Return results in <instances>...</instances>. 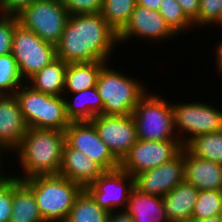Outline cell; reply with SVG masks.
<instances>
[{
  "mask_svg": "<svg viewBox=\"0 0 222 222\" xmlns=\"http://www.w3.org/2000/svg\"><path fill=\"white\" fill-rule=\"evenodd\" d=\"M117 43L118 33L101 13L69 15L56 44L57 57L66 63L109 62Z\"/></svg>",
  "mask_w": 222,
  "mask_h": 222,
  "instance_id": "1",
  "label": "cell"
},
{
  "mask_svg": "<svg viewBox=\"0 0 222 222\" xmlns=\"http://www.w3.org/2000/svg\"><path fill=\"white\" fill-rule=\"evenodd\" d=\"M65 133L58 130L28 128L18 148L20 180L36 176L57 175L62 164Z\"/></svg>",
  "mask_w": 222,
  "mask_h": 222,
  "instance_id": "2",
  "label": "cell"
},
{
  "mask_svg": "<svg viewBox=\"0 0 222 222\" xmlns=\"http://www.w3.org/2000/svg\"><path fill=\"white\" fill-rule=\"evenodd\" d=\"M22 181L32 190L45 222H64L77 196L84 189L59 174L36 176Z\"/></svg>",
  "mask_w": 222,
  "mask_h": 222,
  "instance_id": "3",
  "label": "cell"
},
{
  "mask_svg": "<svg viewBox=\"0 0 222 222\" xmlns=\"http://www.w3.org/2000/svg\"><path fill=\"white\" fill-rule=\"evenodd\" d=\"M28 128L65 131L71 123L63 96L42 93L22 84L14 93Z\"/></svg>",
  "mask_w": 222,
  "mask_h": 222,
  "instance_id": "4",
  "label": "cell"
},
{
  "mask_svg": "<svg viewBox=\"0 0 222 222\" xmlns=\"http://www.w3.org/2000/svg\"><path fill=\"white\" fill-rule=\"evenodd\" d=\"M106 63L97 78L96 88L103 101L102 115H130L140 99L148 92L145 84L135 78L107 67ZM141 83V84H140Z\"/></svg>",
  "mask_w": 222,
  "mask_h": 222,
  "instance_id": "5",
  "label": "cell"
},
{
  "mask_svg": "<svg viewBox=\"0 0 222 222\" xmlns=\"http://www.w3.org/2000/svg\"><path fill=\"white\" fill-rule=\"evenodd\" d=\"M159 95L148 91L134 108L132 116L136 123L137 139L179 140L175 133L171 104Z\"/></svg>",
  "mask_w": 222,
  "mask_h": 222,
  "instance_id": "6",
  "label": "cell"
},
{
  "mask_svg": "<svg viewBox=\"0 0 222 222\" xmlns=\"http://www.w3.org/2000/svg\"><path fill=\"white\" fill-rule=\"evenodd\" d=\"M195 102L171 104L175 133L183 145L198 135L222 130V110L206 102Z\"/></svg>",
  "mask_w": 222,
  "mask_h": 222,
  "instance_id": "7",
  "label": "cell"
},
{
  "mask_svg": "<svg viewBox=\"0 0 222 222\" xmlns=\"http://www.w3.org/2000/svg\"><path fill=\"white\" fill-rule=\"evenodd\" d=\"M17 17L24 28L56 45L64 31L69 13L61 0H35Z\"/></svg>",
  "mask_w": 222,
  "mask_h": 222,
  "instance_id": "8",
  "label": "cell"
},
{
  "mask_svg": "<svg viewBox=\"0 0 222 222\" xmlns=\"http://www.w3.org/2000/svg\"><path fill=\"white\" fill-rule=\"evenodd\" d=\"M11 54L24 82L57 58L56 45L44 41L20 23L14 30Z\"/></svg>",
  "mask_w": 222,
  "mask_h": 222,
  "instance_id": "9",
  "label": "cell"
},
{
  "mask_svg": "<svg viewBox=\"0 0 222 222\" xmlns=\"http://www.w3.org/2000/svg\"><path fill=\"white\" fill-rule=\"evenodd\" d=\"M180 140L144 141L137 139L129 152L119 162V167L134 177L170 161L183 149Z\"/></svg>",
  "mask_w": 222,
  "mask_h": 222,
  "instance_id": "10",
  "label": "cell"
},
{
  "mask_svg": "<svg viewBox=\"0 0 222 222\" xmlns=\"http://www.w3.org/2000/svg\"><path fill=\"white\" fill-rule=\"evenodd\" d=\"M134 187V177L120 167L104 171L92 184L84 189L104 210L111 213L126 210L129 194ZM122 206V208H120ZM125 207V208H124Z\"/></svg>",
  "mask_w": 222,
  "mask_h": 222,
  "instance_id": "11",
  "label": "cell"
},
{
  "mask_svg": "<svg viewBox=\"0 0 222 222\" xmlns=\"http://www.w3.org/2000/svg\"><path fill=\"white\" fill-rule=\"evenodd\" d=\"M91 122L99 137L119 162L137 141L136 123L132 114L118 116L99 114Z\"/></svg>",
  "mask_w": 222,
  "mask_h": 222,
  "instance_id": "12",
  "label": "cell"
},
{
  "mask_svg": "<svg viewBox=\"0 0 222 222\" xmlns=\"http://www.w3.org/2000/svg\"><path fill=\"white\" fill-rule=\"evenodd\" d=\"M65 143L97 162L105 171L119 167V161L111 154L99 137L91 121H71L64 131Z\"/></svg>",
  "mask_w": 222,
  "mask_h": 222,
  "instance_id": "13",
  "label": "cell"
},
{
  "mask_svg": "<svg viewBox=\"0 0 222 222\" xmlns=\"http://www.w3.org/2000/svg\"><path fill=\"white\" fill-rule=\"evenodd\" d=\"M185 181L184 147L173 159L134 176V187L139 191L163 197Z\"/></svg>",
  "mask_w": 222,
  "mask_h": 222,
  "instance_id": "14",
  "label": "cell"
},
{
  "mask_svg": "<svg viewBox=\"0 0 222 222\" xmlns=\"http://www.w3.org/2000/svg\"><path fill=\"white\" fill-rule=\"evenodd\" d=\"M164 41L178 36L158 11L136 5L127 24L118 32V41L127 43L131 38ZM140 37V38H139Z\"/></svg>",
  "mask_w": 222,
  "mask_h": 222,
  "instance_id": "15",
  "label": "cell"
},
{
  "mask_svg": "<svg viewBox=\"0 0 222 222\" xmlns=\"http://www.w3.org/2000/svg\"><path fill=\"white\" fill-rule=\"evenodd\" d=\"M27 130L28 126L16 96L0 95V149L12 154Z\"/></svg>",
  "mask_w": 222,
  "mask_h": 222,
  "instance_id": "16",
  "label": "cell"
},
{
  "mask_svg": "<svg viewBox=\"0 0 222 222\" xmlns=\"http://www.w3.org/2000/svg\"><path fill=\"white\" fill-rule=\"evenodd\" d=\"M105 170L87 155L66 143L63 148L59 175L78 183L83 188L92 184Z\"/></svg>",
  "mask_w": 222,
  "mask_h": 222,
  "instance_id": "17",
  "label": "cell"
},
{
  "mask_svg": "<svg viewBox=\"0 0 222 222\" xmlns=\"http://www.w3.org/2000/svg\"><path fill=\"white\" fill-rule=\"evenodd\" d=\"M185 181L199 191H222V164L198 158L184 147Z\"/></svg>",
  "mask_w": 222,
  "mask_h": 222,
  "instance_id": "18",
  "label": "cell"
},
{
  "mask_svg": "<svg viewBox=\"0 0 222 222\" xmlns=\"http://www.w3.org/2000/svg\"><path fill=\"white\" fill-rule=\"evenodd\" d=\"M199 190L183 181L162 197L164 211L169 222H189L197 202Z\"/></svg>",
  "mask_w": 222,
  "mask_h": 222,
  "instance_id": "19",
  "label": "cell"
},
{
  "mask_svg": "<svg viewBox=\"0 0 222 222\" xmlns=\"http://www.w3.org/2000/svg\"><path fill=\"white\" fill-rule=\"evenodd\" d=\"M126 211L134 222H169L162 197L143 193L135 187L129 194Z\"/></svg>",
  "mask_w": 222,
  "mask_h": 222,
  "instance_id": "20",
  "label": "cell"
},
{
  "mask_svg": "<svg viewBox=\"0 0 222 222\" xmlns=\"http://www.w3.org/2000/svg\"><path fill=\"white\" fill-rule=\"evenodd\" d=\"M72 94V98L68 94H63L66 115L70 121H91L102 113L103 101L96 87Z\"/></svg>",
  "mask_w": 222,
  "mask_h": 222,
  "instance_id": "21",
  "label": "cell"
},
{
  "mask_svg": "<svg viewBox=\"0 0 222 222\" xmlns=\"http://www.w3.org/2000/svg\"><path fill=\"white\" fill-rule=\"evenodd\" d=\"M67 65L57 57L25 83L38 92L63 96Z\"/></svg>",
  "mask_w": 222,
  "mask_h": 222,
  "instance_id": "22",
  "label": "cell"
},
{
  "mask_svg": "<svg viewBox=\"0 0 222 222\" xmlns=\"http://www.w3.org/2000/svg\"><path fill=\"white\" fill-rule=\"evenodd\" d=\"M107 61L68 63L63 94H71L96 87L101 68Z\"/></svg>",
  "mask_w": 222,
  "mask_h": 222,
  "instance_id": "23",
  "label": "cell"
},
{
  "mask_svg": "<svg viewBox=\"0 0 222 222\" xmlns=\"http://www.w3.org/2000/svg\"><path fill=\"white\" fill-rule=\"evenodd\" d=\"M9 222H45L39 212L32 190L13 177V204Z\"/></svg>",
  "mask_w": 222,
  "mask_h": 222,
  "instance_id": "24",
  "label": "cell"
},
{
  "mask_svg": "<svg viewBox=\"0 0 222 222\" xmlns=\"http://www.w3.org/2000/svg\"><path fill=\"white\" fill-rule=\"evenodd\" d=\"M109 214L83 189L64 222H108Z\"/></svg>",
  "mask_w": 222,
  "mask_h": 222,
  "instance_id": "25",
  "label": "cell"
},
{
  "mask_svg": "<svg viewBox=\"0 0 222 222\" xmlns=\"http://www.w3.org/2000/svg\"><path fill=\"white\" fill-rule=\"evenodd\" d=\"M184 147L198 158L222 164V130L193 137Z\"/></svg>",
  "mask_w": 222,
  "mask_h": 222,
  "instance_id": "26",
  "label": "cell"
},
{
  "mask_svg": "<svg viewBox=\"0 0 222 222\" xmlns=\"http://www.w3.org/2000/svg\"><path fill=\"white\" fill-rule=\"evenodd\" d=\"M136 0H103L101 15L118 33L129 21Z\"/></svg>",
  "mask_w": 222,
  "mask_h": 222,
  "instance_id": "27",
  "label": "cell"
},
{
  "mask_svg": "<svg viewBox=\"0 0 222 222\" xmlns=\"http://www.w3.org/2000/svg\"><path fill=\"white\" fill-rule=\"evenodd\" d=\"M222 214V191L202 190L199 192L191 220H201Z\"/></svg>",
  "mask_w": 222,
  "mask_h": 222,
  "instance_id": "28",
  "label": "cell"
},
{
  "mask_svg": "<svg viewBox=\"0 0 222 222\" xmlns=\"http://www.w3.org/2000/svg\"><path fill=\"white\" fill-rule=\"evenodd\" d=\"M12 54L0 56V95H11L24 84Z\"/></svg>",
  "mask_w": 222,
  "mask_h": 222,
  "instance_id": "29",
  "label": "cell"
},
{
  "mask_svg": "<svg viewBox=\"0 0 222 222\" xmlns=\"http://www.w3.org/2000/svg\"><path fill=\"white\" fill-rule=\"evenodd\" d=\"M158 12L177 35L185 31L187 33V31H190L194 26L193 22L185 15L176 0H162Z\"/></svg>",
  "mask_w": 222,
  "mask_h": 222,
  "instance_id": "30",
  "label": "cell"
},
{
  "mask_svg": "<svg viewBox=\"0 0 222 222\" xmlns=\"http://www.w3.org/2000/svg\"><path fill=\"white\" fill-rule=\"evenodd\" d=\"M222 19V0H200L198 16L192 21L194 28L217 25ZM213 23V24H212Z\"/></svg>",
  "mask_w": 222,
  "mask_h": 222,
  "instance_id": "31",
  "label": "cell"
},
{
  "mask_svg": "<svg viewBox=\"0 0 222 222\" xmlns=\"http://www.w3.org/2000/svg\"><path fill=\"white\" fill-rule=\"evenodd\" d=\"M18 24L17 16L0 14V56L11 54L14 30Z\"/></svg>",
  "mask_w": 222,
  "mask_h": 222,
  "instance_id": "32",
  "label": "cell"
},
{
  "mask_svg": "<svg viewBox=\"0 0 222 222\" xmlns=\"http://www.w3.org/2000/svg\"><path fill=\"white\" fill-rule=\"evenodd\" d=\"M13 204V176L0 184V222H9Z\"/></svg>",
  "mask_w": 222,
  "mask_h": 222,
  "instance_id": "33",
  "label": "cell"
},
{
  "mask_svg": "<svg viewBox=\"0 0 222 222\" xmlns=\"http://www.w3.org/2000/svg\"><path fill=\"white\" fill-rule=\"evenodd\" d=\"M69 15L101 13L103 0H61Z\"/></svg>",
  "mask_w": 222,
  "mask_h": 222,
  "instance_id": "34",
  "label": "cell"
},
{
  "mask_svg": "<svg viewBox=\"0 0 222 222\" xmlns=\"http://www.w3.org/2000/svg\"><path fill=\"white\" fill-rule=\"evenodd\" d=\"M35 0H3L0 14L17 16Z\"/></svg>",
  "mask_w": 222,
  "mask_h": 222,
  "instance_id": "35",
  "label": "cell"
},
{
  "mask_svg": "<svg viewBox=\"0 0 222 222\" xmlns=\"http://www.w3.org/2000/svg\"><path fill=\"white\" fill-rule=\"evenodd\" d=\"M185 15L193 21L198 16L200 0H176Z\"/></svg>",
  "mask_w": 222,
  "mask_h": 222,
  "instance_id": "36",
  "label": "cell"
},
{
  "mask_svg": "<svg viewBox=\"0 0 222 222\" xmlns=\"http://www.w3.org/2000/svg\"><path fill=\"white\" fill-rule=\"evenodd\" d=\"M108 222H134V221L132 216L126 210H118V211H113L109 214Z\"/></svg>",
  "mask_w": 222,
  "mask_h": 222,
  "instance_id": "37",
  "label": "cell"
},
{
  "mask_svg": "<svg viewBox=\"0 0 222 222\" xmlns=\"http://www.w3.org/2000/svg\"><path fill=\"white\" fill-rule=\"evenodd\" d=\"M162 0H136V5H139L150 10L159 11Z\"/></svg>",
  "mask_w": 222,
  "mask_h": 222,
  "instance_id": "38",
  "label": "cell"
},
{
  "mask_svg": "<svg viewBox=\"0 0 222 222\" xmlns=\"http://www.w3.org/2000/svg\"><path fill=\"white\" fill-rule=\"evenodd\" d=\"M218 45V46H217ZM216 45V66L218 67V71L222 72V42H219V44Z\"/></svg>",
  "mask_w": 222,
  "mask_h": 222,
  "instance_id": "39",
  "label": "cell"
},
{
  "mask_svg": "<svg viewBox=\"0 0 222 222\" xmlns=\"http://www.w3.org/2000/svg\"><path fill=\"white\" fill-rule=\"evenodd\" d=\"M189 222H222V214L201 220H190Z\"/></svg>",
  "mask_w": 222,
  "mask_h": 222,
  "instance_id": "40",
  "label": "cell"
},
{
  "mask_svg": "<svg viewBox=\"0 0 222 222\" xmlns=\"http://www.w3.org/2000/svg\"><path fill=\"white\" fill-rule=\"evenodd\" d=\"M1 166L2 165H0V184L7 178V175H4L3 172H1V171H3V170H1L2 169Z\"/></svg>",
  "mask_w": 222,
  "mask_h": 222,
  "instance_id": "41",
  "label": "cell"
},
{
  "mask_svg": "<svg viewBox=\"0 0 222 222\" xmlns=\"http://www.w3.org/2000/svg\"><path fill=\"white\" fill-rule=\"evenodd\" d=\"M3 151L0 149V165H3V163H4V160H3V162H2V157H3V153H2Z\"/></svg>",
  "mask_w": 222,
  "mask_h": 222,
  "instance_id": "42",
  "label": "cell"
},
{
  "mask_svg": "<svg viewBox=\"0 0 222 222\" xmlns=\"http://www.w3.org/2000/svg\"><path fill=\"white\" fill-rule=\"evenodd\" d=\"M218 25H220V26H221V28H222V19H221V22H220Z\"/></svg>",
  "mask_w": 222,
  "mask_h": 222,
  "instance_id": "43",
  "label": "cell"
}]
</instances>
